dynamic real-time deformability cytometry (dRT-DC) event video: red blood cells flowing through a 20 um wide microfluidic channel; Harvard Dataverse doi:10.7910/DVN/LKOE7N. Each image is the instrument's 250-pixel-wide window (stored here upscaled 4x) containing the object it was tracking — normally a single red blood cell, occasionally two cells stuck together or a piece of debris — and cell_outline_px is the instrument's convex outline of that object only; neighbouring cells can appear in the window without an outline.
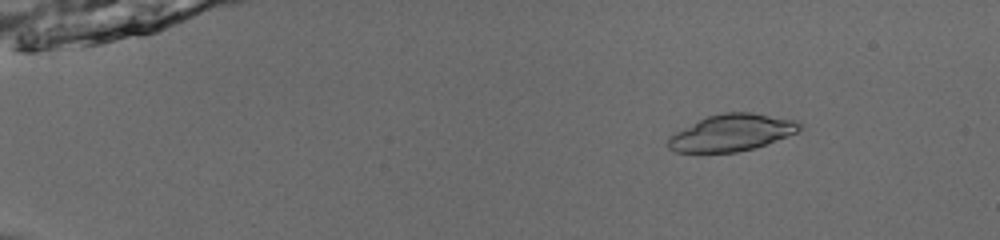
{"species": "common noctule bat (a hibernating species)", "species_latin": "Nyctalus noctula", "temperature_condition": "room temperature", "stored_images_in_passage": 52, "camera_frame_rate_fps": 3000, "um_per_image_px": 0.085, "animal": {"sex": "male", "body_mass_g": 13.0, "forearm_length_mm": 53.1}, "frame": {"image": 1, "passage_image": 8, "time_ms": 2.333, "image_size_px": [1000, 240], "cell_outline_px": [[804, 128], [796, 132], [764, 144], [752, 148], [736, 152], [676, 152], [668, 148], [668, 136], [708, 116], [724, 112], [752, 112], [796, 120], [804, 124]], "centroid_in_image_um": [62.21, 11.27], "position_along_channel_um": 22.8, "area_um2": 27.8}}
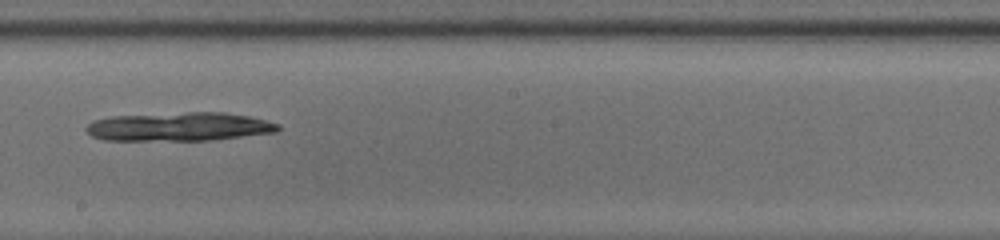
{"frame": {"image": 2, "passage_image": 32, "time_ms": 10.333, "image_size_px": [1000, 240], "cell_outline_px": [[280, 128], [276, 132], [212, 140], [104, 140], [92, 136], [84, 128], [92, 120], [112, 116], [188, 112], [224, 112], [248, 116], [280, 124]], "centroid_in_image_um": [15.22, 10.77], "position_along_channel_um": 233.0, "area_um2": 32.02}}
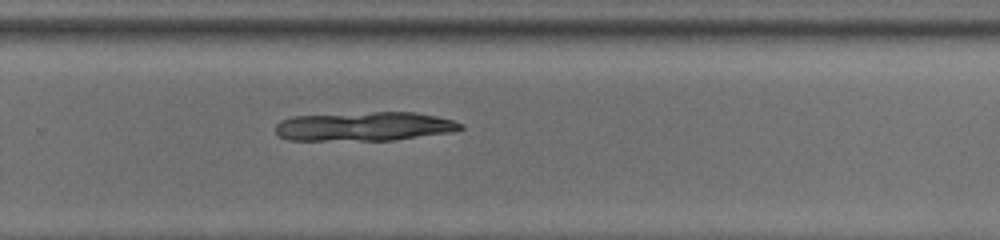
{"frame": {"image": 3, "passage_image": 37, "time_ms": 12.0, "image_size_px": [1000, 240], "cell_outline_px": [[464, 128], [452, 132], [392, 140], [288, 140], [280, 136], [276, 132], [276, 124], [280, 120], [292, 116], [372, 112], [416, 112], [436, 116], [452, 120], [464, 124]], "centroid_in_image_um": [30.98, 10.74], "position_along_channel_um": 298.8, "area_um2": 31.33}}